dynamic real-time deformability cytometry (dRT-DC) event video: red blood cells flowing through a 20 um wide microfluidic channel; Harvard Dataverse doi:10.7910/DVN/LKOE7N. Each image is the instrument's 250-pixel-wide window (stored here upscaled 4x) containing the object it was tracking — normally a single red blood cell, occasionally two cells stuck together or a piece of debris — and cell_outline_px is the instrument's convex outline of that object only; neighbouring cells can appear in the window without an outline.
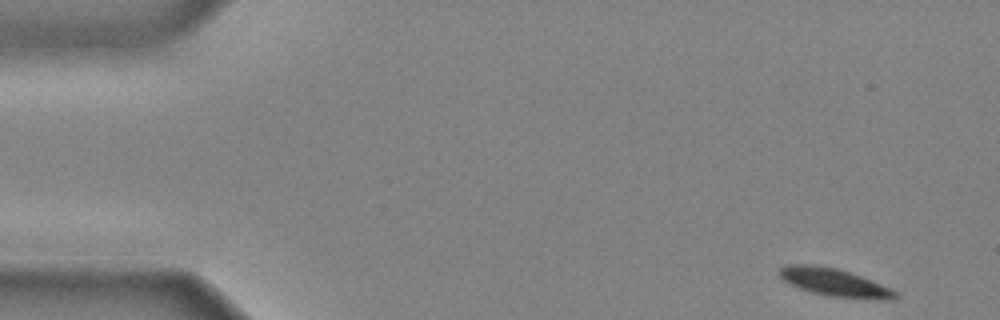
{"species": "common noctule bat (a hibernating species)", "species_latin": "Nyctalus noctula", "temperature_condition": "cold", "stored_images_in_passage": 12, "camera_frame_rate_fps": 3000, "um_per_image_px": 0.085, "animal": {"sex": "male", "body_mass_g": 20.4}, "frame": {"image": 1, "passage_image": 1, "time_ms": 0.0, "image_size_px": [1000, 320], "cell_outline_px": [[900, 296], [896, 300], [884, 300], [828, 296], [812, 292], [788, 284], [780, 276], [780, 268], [788, 264], [812, 264], [836, 268], [860, 276], [880, 284], [896, 292]], "centroid_in_image_um": [70.93, 24.02], "position_along_channel_um": 14.1, "area_um2": 18.61}}
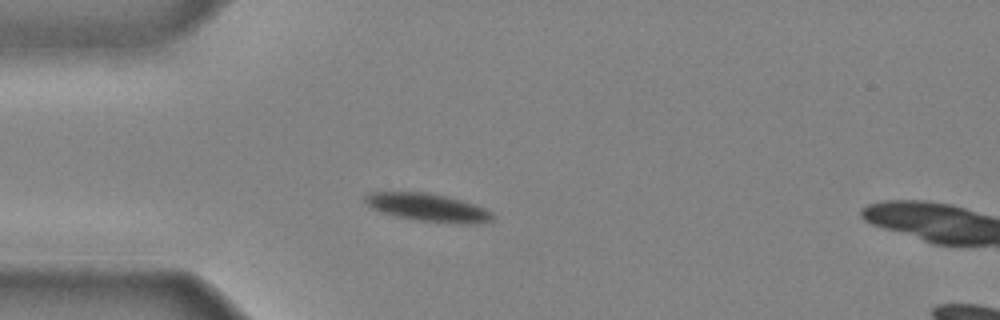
{"frame": {"image": 2, "passage_image": 10, "time_ms": 3.0, "image_size_px": [1000, 320], "cell_outline_px": [[496, 216], [492, 220], [476, 224], [460, 224], [416, 220], [396, 216], [372, 208], [364, 200], [364, 196], [368, 192], [428, 192], [460, 200], [484, 208], [492, 212]], "centroid_in_image_um": [36.39, 17.64], "position_along_channel_um": 48.6, "area_um2": 20.63}}